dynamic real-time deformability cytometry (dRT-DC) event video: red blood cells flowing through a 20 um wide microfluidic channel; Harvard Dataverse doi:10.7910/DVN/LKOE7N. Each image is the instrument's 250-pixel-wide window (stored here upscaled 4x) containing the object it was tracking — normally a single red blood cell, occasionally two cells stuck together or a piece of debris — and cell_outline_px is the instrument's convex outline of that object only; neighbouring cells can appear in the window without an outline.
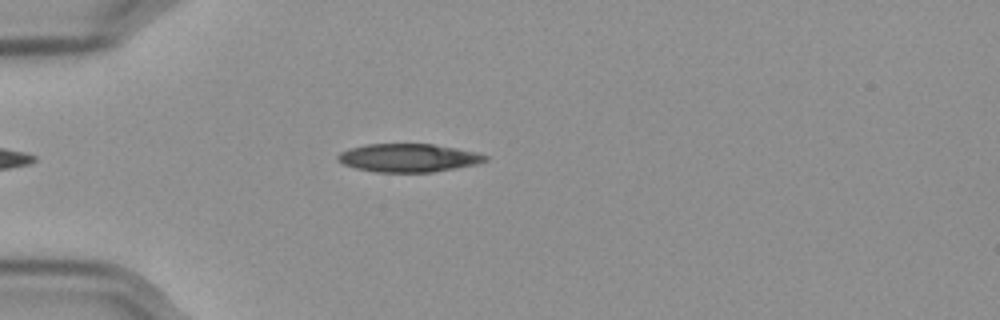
{"species": "Egyptian fruit bat (a non-hibernating species)", "species_latin": "Rousettus aegyptiacus", "temperature_condition": "cold", "stored_images_in_passage": 50, "camera_frame_rate_fps": 3000, "um_per_image_px": 0.085, "frame": {"image": 1, "passage_image": 9, "time_ms": 2.667, "image_size_px": [1000, 320], "cell_outline_px": [[488, 160], [476, 164], [456, 168], [432, 172], [376, 172], [356, 168], [344, 164], [336, 160], [336, 156], [340, 152], [352, 148], [368, 144], [432, 144], [456, 148], [476, 152], [488, 156]], "centroid_in_image_um": [34.72, 13.42], "position_along_channel_um": 50.3, "area_um2": 24.16}}
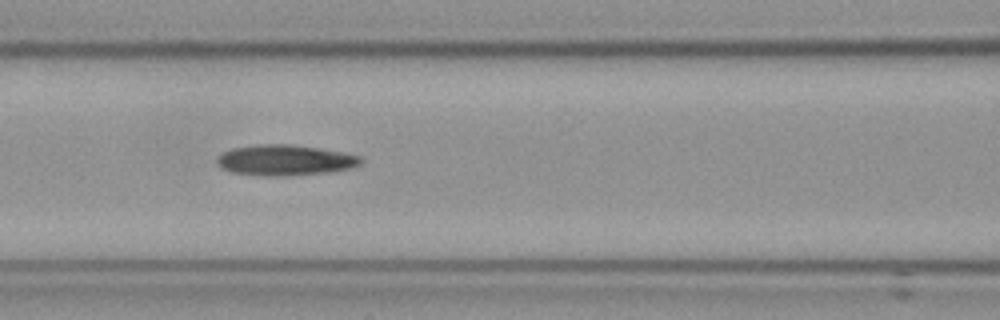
{"frame": {"image": 2, "passage_image": 18, "time_ms": 5.667, "image_size_px": [1000, 320], "cell_outline_px": [[364, 160], [360, 164], [352, 168], [332, 172], [284, 176], [264, 176], [232, 172], [220, 168], [216, 164], [216, 160], [224, 152], [232, 148], [256, 144], [292, 144], [340, 152], [360, 156]], "centroid_in_image_um": [24.22, 13.62], "position_along_channel_um": 142.4, "area_um2": 25.78}}
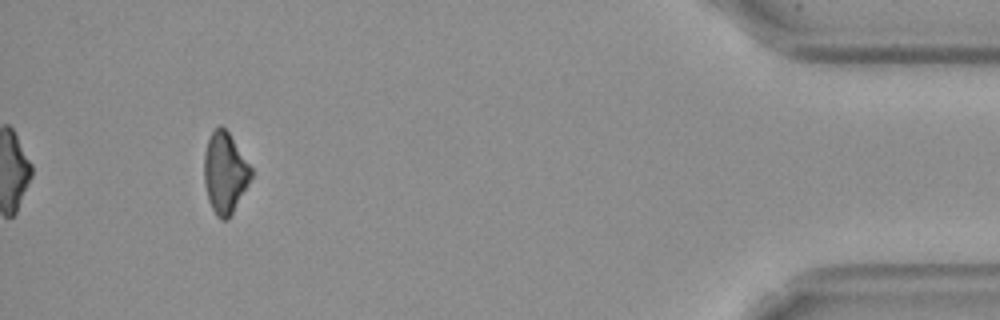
{"frame": {"image": 3, "passage_image": 46, "time_ms": 15.0, "image_size_px": [1000, 320], "cell_outline_px": [[252, 176], [248, 184], [228, 220], [220, 220], [216, 216], [208, 200], [204, 184], [204, 152], [208, 140], [212, 132], [220, 124], [228, 132], [252, 168]], "centroid_in_image_um": [19.1, 14.71], "position_along_channel_um": 416.1, "area_um2": 22.02}, "authors_computed_cell_mechanics": {"area_um2": 24.1893, "velocity_mm_per_s": 3.5803, "shape_relaxation_time_tau1_ms": 8.9541, "shape_relaxation_time_tau2_ms": null, "deformation_change_tau1": 0.1629, "deformation_change_tau2": null}}